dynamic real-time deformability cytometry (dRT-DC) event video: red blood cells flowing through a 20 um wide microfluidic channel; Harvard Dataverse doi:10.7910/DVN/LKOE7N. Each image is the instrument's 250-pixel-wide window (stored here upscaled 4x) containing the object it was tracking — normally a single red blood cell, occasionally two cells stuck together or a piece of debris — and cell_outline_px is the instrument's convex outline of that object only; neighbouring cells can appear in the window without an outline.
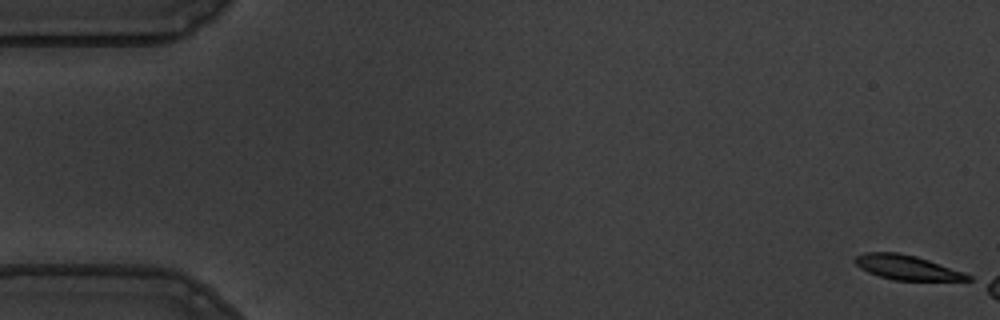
{"species": "common noctule bat (a hibernating species)", "species_latin": "Nyctalus noctula", "temperature_condition": "warm", "stored_images_in_passage": 11, "camera_frame_rate_fps": 3000, "um_per_image_px": 0.085, "animal": {"sex": "male", "body_mass_g": 19.5, "forearm_length_mm": 54.6}, "frame": {"image": 1, "passage_image": 1, "time_ms": 0.0, "image_size_px": [1000, 320], "cell_outline_px": [[972, 280], [892, 280], [868, 272], [860, 268], [852, 260], [856, 256], [864, 252], [896, 252], [916, 256], [964, 272], [972, 276]], "centroid_in_image_um": [77.05, 22.73], "position_along_channel_um": 7.9, "area_um2": 16.07}}